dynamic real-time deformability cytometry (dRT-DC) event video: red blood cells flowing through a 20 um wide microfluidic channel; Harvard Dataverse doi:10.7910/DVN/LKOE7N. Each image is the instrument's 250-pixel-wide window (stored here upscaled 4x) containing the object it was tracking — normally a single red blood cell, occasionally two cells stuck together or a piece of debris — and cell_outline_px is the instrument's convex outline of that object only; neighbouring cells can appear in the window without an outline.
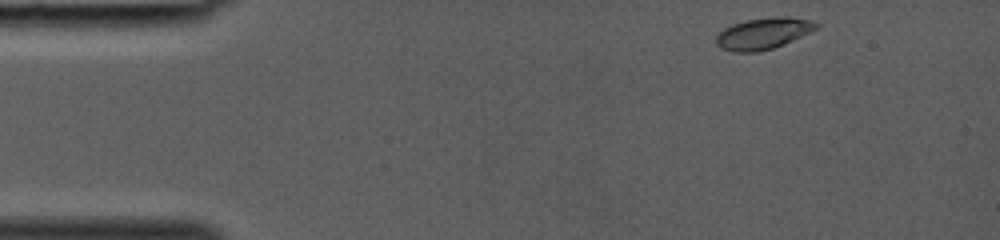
{"species": "common noctule bat (a hibernating species)", "species_latin": "Nyctalus noctula", "temperature_condition": "room temperature", "stored_images_in_passage": 33, "camera_frame_rate_fps": 3000, "um_per_image_px": 0.085, "animal": {"sex": "female", "body_mass_g": 19.0, "forearm_length_mm": 53.3}, "frame": {"image": 1, "passage_image": 1, "time_ms": 0.0, "image_size_px": [1000, 240], "cell_outline_px": [[820, 24], [816, 28], [792, 40], [772, 48], [756, 52], [736, 52], [720, 48], [716, 44], [716, 32], [732, 24], [748, 20], [784, 16], [788, 16], [808, 20]], "centroid_in_image_um": [64.8, 2.85], "position_along_channel_um": 20.2, "area_um2": 17.98}}
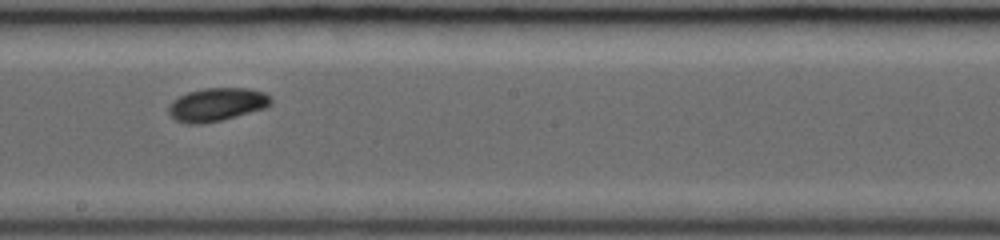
{"frame": {"image": 2, "passage_image": 18, "time_ms": 5.667, "image_size_px": [1000, 240], "cell_outline_px": [[272, 104], [264, 108], [220, 120], [200, 124], [188, 124], [176, 120], [168, 112], [168, 108], [180, 96], [188, 92], [204, 88], [248, 88], [264, 92], [272, 100]], "centroid_in_image_um": [18.44, 8.88], "position_along_channel_um": 229.8, "area_um2": 19.42}}
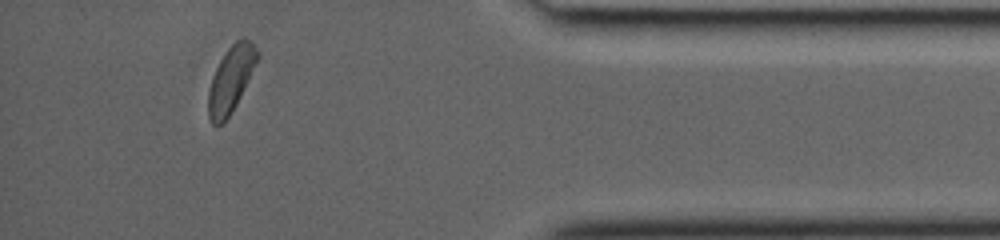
{"frame": {"image": 3, "passage_image": 30, "time_ms": 9.667, "image_size_px": [1000, 240], "cell_outline_px": [[260, 56], [232, 112], [224, 124], [216, 128], [212, 124], [208, 116], [208, 92], [212, 76], [220, 60], [228, 48], [236, 40], [244, 36], [260, 52]], "centroid_in_image_um": [19.61, 6.78], "position_along_channel_um": 415.6, "area_um2": 18.9}}